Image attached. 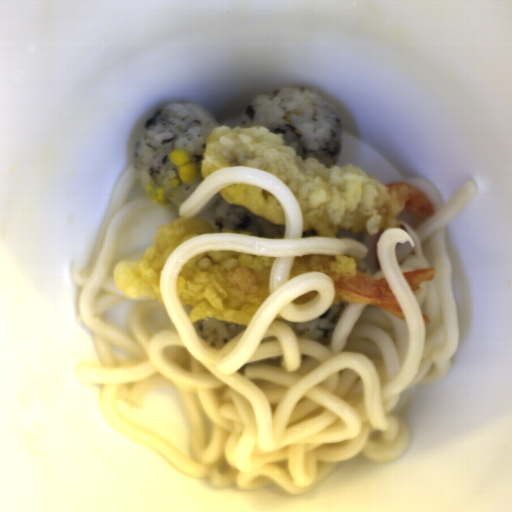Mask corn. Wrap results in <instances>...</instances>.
I'll return each mask as SVG.
<instances>
[{"mask_svg": "<svg viewBox=\"0 0 512 512\" xmlns=\"http://www.w3.org/2000/svg\"><path fill=\"white\" fill-rule=\"evenodd\" d=\"M169 161L177 168L183 184L192 185L197 176V168L191 158L180 151L170 152Z\"/></svg>", "mask_w": 512, "mask_h": 512, "instance_id": "51d56268", "label": "corn"}, {"mask_svg": "<svg viewBox=\"0 0 512 512\" xmlns=\"http://www.w3.org/2000/svg\"><path fill=\"white\" fill-rule=\"evenodd\" d=\"M145 194L149 200L161 207H169L170 201L165 192V187H154L151 184L146 186Z\"/></svg>", "mask_w": 512, "mask_h": 512, "instance_id": "f1292c28", "label": "corn"}]
</instances>
